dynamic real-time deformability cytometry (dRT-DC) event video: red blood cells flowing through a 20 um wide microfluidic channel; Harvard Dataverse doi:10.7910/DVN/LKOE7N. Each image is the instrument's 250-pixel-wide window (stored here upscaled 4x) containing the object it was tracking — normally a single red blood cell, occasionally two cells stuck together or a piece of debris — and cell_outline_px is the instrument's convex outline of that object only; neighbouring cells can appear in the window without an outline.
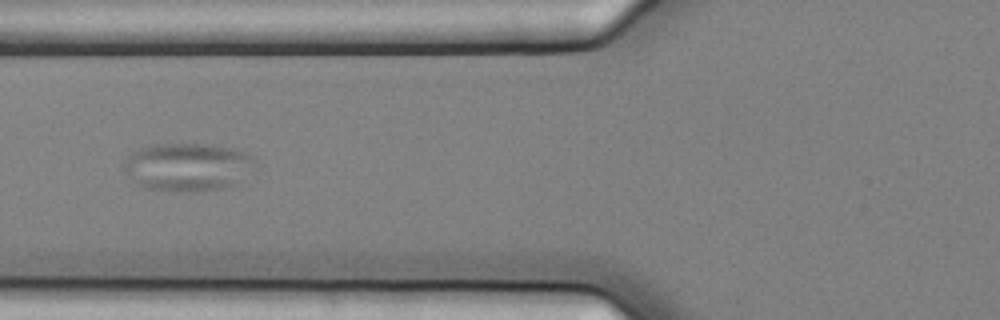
{"species": "common noctule bat (a hibernating species)", "species_latin": "Nyctalus noctula", "temperature_condition": "cold", "stored_images_in_passage": 10, "camera_frame_rate_fps": 3000, "um_per_image_px": 0.085, "animal": {"sex": "female", "body_mass_g": 25.1}, "frame": {"image": 1, "passage_image": 2, "time_ms": 0.333, "image_size_px": [1000, 320], "cell_outline_px": [[256, 160], [240, 184], [224, 188], [144, 188], [132, 180], [124, 168], [124, 164], [128, 156], [132, 152], [148, 144], [208, 144], [232, 148], [256, 156]], "centroid_in_image_um": [15.98, 14.12], "position_along_channel_um": 109.8, "area_um2": 35.78}}
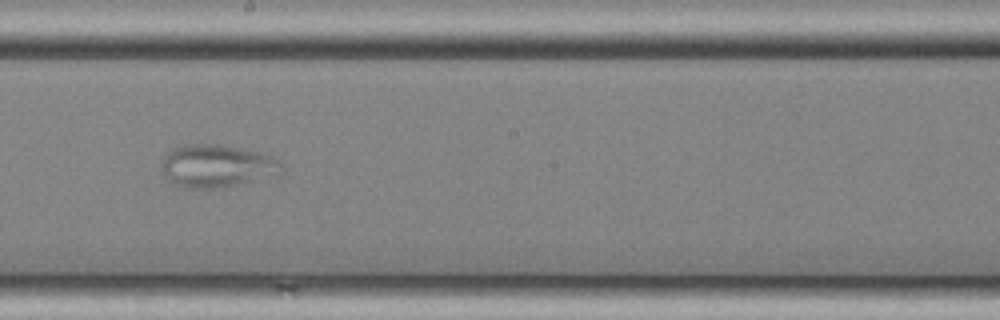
{"frame": {"image": 2, "passage_image": 5, "time_ms": 1.333, "image_size_px": [1000, 320], "cell_outline_px": [[284, 168], [280, 172], [216, 188], [184, 188], [176, 184], [164, 176], [160, 168], [160, 164], [168, 152], [172, 148], [184, 144], [216, 144], [260, 152], [272, 156], [280, 160], [284, 164]], "centroid_in_image_um": [18.36, 14.07], "position_along_channel_um": 229.8, "area_um2": 29.3}}
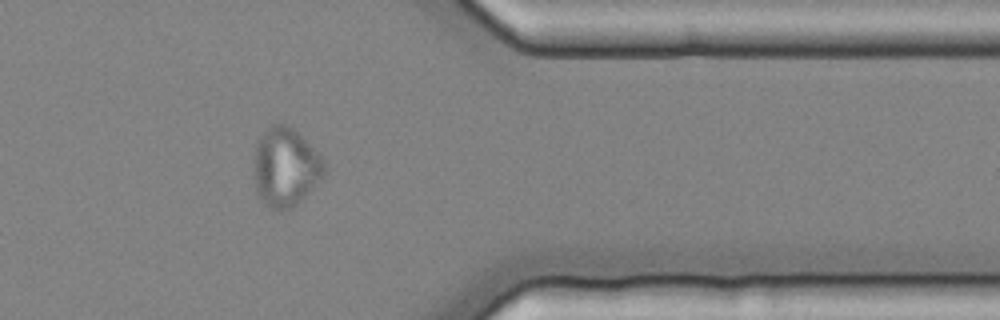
{"frame": {"image": 3, "passage_image": 9, "time_ms": 2.667, "image_size_px": [1000, 320], "cell_outline_px": [[324, 176], [292, 208], [272, 208], [264, 204], [256, 192], [256, 140], [276, 120], [288, 124], [324, 160]], "centroid_in_image_um": [24.26, 14.17], "position_along_channel_um": 387.1, "area_um2": 31.5}}